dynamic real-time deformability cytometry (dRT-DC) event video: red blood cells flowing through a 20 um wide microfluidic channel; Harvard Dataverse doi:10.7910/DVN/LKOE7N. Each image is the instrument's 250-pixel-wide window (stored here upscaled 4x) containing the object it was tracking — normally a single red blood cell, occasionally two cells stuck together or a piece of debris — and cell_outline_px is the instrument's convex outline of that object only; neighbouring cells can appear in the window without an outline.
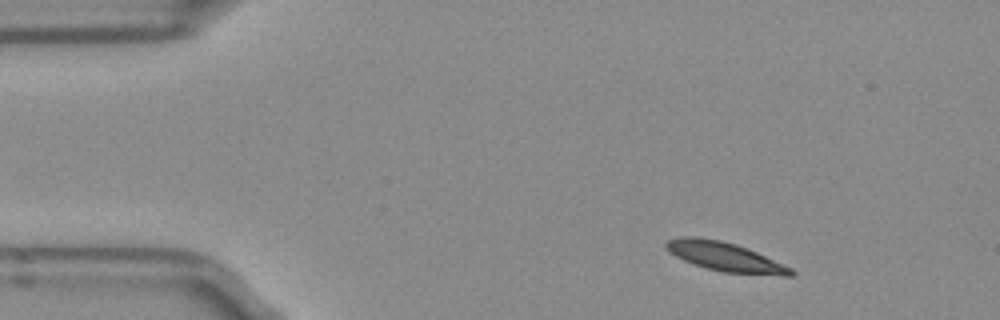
{"species": "Egyptian fruit bat (a non-hibernating species)", "species_latin": "Rousettus aegyptiacus", "temperature_condition": "room temperature", "stored_images_in_passage": 2, "camera_frame_rate_fps": 3000, "um_per_image_px": 0.085, "frame": {"image": 1, "passage_image": 1, "time_ms": 0.0, "image_size_px": [1000, 320], "cell_outline_px": [[796, 272], [792, 276], [784, 276], [724, 272], [708, 268], [684, 260], [676, 256], [664, 244], [668, 240], [680, 236], [696, 236], [720, 240], [736, 244], [756, 252], [792, 268]], "centroid_in_image_um": [61.66, 21.82], "position_along_channel_um": 23.3, "area_um2": 20.81}}